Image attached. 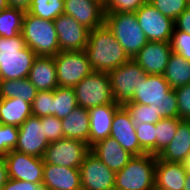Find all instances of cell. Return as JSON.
Listing matches in <instances>:
<instances>
[{
    "instance_id": "1",
    "label": "cell",
    "mask_w": 190,
    "mask_h": 190,
    "mask_svg": "<svg viewBox=\"0 0 190 190\" xmlns=\"http://www.w3.org/2000/svg\"><path fill=\"white\" fill-rule=\"evenodd\" d=\"M85 51L93 71L109 73L130 60L106 24L89 32Z\"/></svg>"
},
{
    "instance_id": "2",
    "label": "cell",
    "mask_w": 190,
    "mask_h": 190,
    "mask_svg": "<svg viewBox=\"0 0 190 190\" xmlns=\"http://www.w3.org/2000/svg\"><path fill=\"white\" fill-rule=\"evenodd\" d=\"M131 102L143 105L154 104L162 118H178L176 93L171 89L163 75H146L135 86Z\"/></svg>"
},
{
    "instance_id": "3",
    "label": "cell",
    "mask_w": 190,
    "mask_h": 190,
    "mask_svg": "<svg viewBox=\"0 0 190 190\" xmlns=\"http://www.w3.org/2000/svg\"><path fill=\"white\" fill-rule=\"evenodd\" d=\"M36 57L35 52L26 46L22 33L12 38L0 36L1 80L27 78Z\"/></svg>"
},
{
    "instance_id": "4",
    "label": "cell",
    "mask_w": 190,
    "mask_h": 190,
    "mask_svg": "<svg viewBox=\"0 0 190 190\" xmlns=\"http://www.w3.org/2000/svg\"><path fill=\"white\" fill-rule=\"evenodd\" d=\"M156 155L133 156L115 173L114 190H152L155 185Z\"/></svg>"
},
{
    "instance_id": "5",
    "label": "cell",
    "mask_w": 190,
    "mask_h": 190,
    "mask_svg": "<svg viewBox=\"0 0 190 190\" xmlns=\"http://www.w3.org/2000/svg\"><path fill=\"white\" fill-rule=\"evenodd\" d=\"M21 33L26 46L32 49L37 56H56L60 52L53 21L25 12Z\"/></svg>"
},
{
    "instance_id": "6",
    "label": "cell",
    "mask_w": 190,
    "mask_h": 190,
    "mask_svg": "<svg viewBox=\"0 0 190 190\" xmlns=\"http://www.w3.org/2000/svg\"><path fill=\"white\" fill-rule=\"evenodd\" d=\"M105 24L130 59H133L148 42L135 12L105 13Z\"/></svg>"
},
{
    "instance_id": "7",
    "label": "cell",
    "mask_w": 190,
    "mask_h": 190,
    "mask_svg": "<svg viewBox=\"0 0 190 190\" xmlns=\"http://www.w3.org/2000/svg\"><path fill=\"white\" fill-rule=\"evenodd\" d=\"M77 105L82 108H92L107 104H117L113 100L109 74L92 71L73 87Z\"/></svg>"
},
{
    "instance_id": "8",
    "label": "cell",
    "mask_w": 190,
    "mask_h": 190,
    "mask_svg": "<svg viewBox=\"0 0 190 190\" xmlns=\"http://www.w3.org/2000/svg\"><path fill=\"white\" fill-rule=\"evenodd\" d=\"M54 59L59 87H74L93 71L85 50L60 51Z\"/></svg>"
},
{
    "instance_id": "9",
    "label": "cell",
    "mask_w": 190,
    "mask_h": 190,
    "mask_svg": "<svg viewBox=\"0 0 190 190\" xmlns=\"http://www.w3.org/2000/svg\"><path fill=\"white\" fill-rule=\"evenodd\" d=\"M113 100L119 104L132 101L135 86L147 75L133 59L111 70L109 73Z\"/></svg>"
},
{
    "instance_id": "10",
    "label": "cell",
    "mask_w": 190,
    "mask_h": 190,
    "mask_svg": "<svg viewBox=\"0 0 190 190\" xmlns=\"http://www.w3.org/2000/svg\"><path fill=\"white\" fill-rule=\"evenodd\" d=\"M90 152L88 144L70 138H61L47 146L43 161L47 164L79 169Z\"/></svg>"
},
{
    "instance_id": "11",
    "label": "cell",
    "mask_w": 190,
    "mask_h": 190,
    "mask_svg": "<svg viewBox=\"0 0 190 190\" xmlns=\"http://www.w3.org/2000/svg\"><path fill=\"white\" fill-rule=\"evenodd\" d=\"M135 15L148 41L171 42L174 21L164 16L149 2L142 5Z\"/></svg>"
},
{
    "instance_id": "12",
    "label": "cell",
    "mask_w": 190,
    "mask_h": 190,
    "mask_svg": "<svg viewBox=\"0 0 190 190\" xmlns=\"http://www.w3.org/2000/svg\"><path fill=\"white\" fill-rule=\"evenodd\" d=\"M9 179L42 184L44 174L43 158L11 150L3 155Z\"/></svg>"
},
{
    "instance_id": "13",
    "label": "cell",
    "mask_w": 190,
    "mask_h": 190,
    "mask_svg": "<svg viewBox=\"0 0 190 190\" xmlns=\"http://www.w3.org/2000/svg\"><path fill=\"white\" fill-rule=\"evenodd\" d=\"M18 129V139L14 150L43 158L49 142L45 137L44 125H42L41 118L31 115Z\"/></svg>"
},
{
    "instance_id": "14",
    "label": "cell",
    "mask_w": 190,
    "mask_h": 190,
    "mask_svg": "<svg viewBox=\"0 0 190 190\" xmlns=\"http://www.w3.org/2000/svg\"><path fill=\"white\" fill-rule=\"evenodd\" d=\"M82 190H114L115 172L89 152L80 168Z\"/></svg>"
},
{
    "instance_id": "15",
    "label": "cell",
    "mask_w": 190,
    "mask_h": 190,
    "mask_svg": "<svg viewBox=\"0 0 190 190\" xmlns=\"http://www.w3.org/2000/svg\"><path fill=\"white\" fill-rule=\"evenodd\" d=\"M60 51L85 50L90 30L73 17L61 14L54 21Z\"/></svg>"
},
{
    "instance_id": "16",
    "label": "cell",
    "mask_w": 190,
    "mask_h": 190,
    "mask_svg": "<svg viewBox=\"0 0 190 190\" xmlns=\"http://www.w3.org/2000/svg\"><path fill=\"white\" fill-rule=\"evenodd\" d=\"M64 14L90 31L105 24L104 4L99 0H64Z\"/></svg>"
},
{
    "instance_id": "17",
    "label": "cell",
    "mask_w": 190,
    "mask_h": 190,
    "mask_svg": "<svg viewBox=\"0 0 190 190\" xmlns=\"http://www.w3.org/2000/svg\"><path fill=\"white\" fill-rule=\"evenodd\" d=\"M110 137L114 138L122 148L133 156L146 154L140 147L131 116L123 105L114 114Z\"/></svg>"
},
{
    "instance_id": "18",
    "label": "cell",
    "mask_w": 190,
    "mask_h": 190,
    "mask_svg": "<svg viewBox=\"0 0 190 190\" xmlns=\"http://www.w3.org/2000/svg\"><path fill=\"white\" fill-rule=\"evenodd\" d=\"M172 52L171 42L148 41L133 60L147 75H163Z\"/></svg>"
},
{
    "instance_id": "19",
    "label": "cell",
    "mask_w": 190,
    "mask_h": 190,
    "mask_svg": "<svg viewBox=\"0 0 190 190\" xmlns=\"http://www.w3.org/2000/svg\"><path fill=\"white\" fill-rule=\"evenodd\" d=\"M42 185L45 190H82L80 170L44 163Z\"/></svg>"
},
{
    "instance_id": "20",
    "label": "cell",
    "mask_w": 190,
    "mask_h": 190,
    "mask_svg": "<svg viewBox=\"0 0 190 190\" xmlns=\"http://www.w3.org/2000/svg\"><path fill=\"white\" fill-rule=\"evenodd\" d=\"M90 152L115 173L123 169L133 157L110 136L91 146Z\"/></svg>"
},
{
    "instance_id": "21",
    "label": "cell",
    "mask_w": 190,
    "mask_h": 190,
    "mask_svg": "<svg viewBox=\"0 0 190 190\" xmlns=\"http://www.w3.org/2000/svg\"><path fill=\"white\" fill-rule=\"evenodd\" d=\"M119 104H107L89 108V147L110 136L112 121Z\"/></svg>"
},
{
    "instance_id": "22",
    "label": "cell",
    "mask_w": 190,
    "mask_h": 190,
    "mask_svg": "<svg viewBox=\"0 0 190 190\" xmlns=\"http://www.w3.org/2000/svg\"><path fill=\"white\" fill-rule=\"evenodd\" d=\"M27 78L38 91H51L59 87L54 56H37Z\"/></svg>"
},
{
    "instance_id": "23",
    "label": "cell",
    "mask_w": 190,
    "mask_h": 190,
    "mask_svg": "<svg viewBox=\"0 0 190 190\" xmlns=\"http://www.w3.org/2000/svg\"><path fill=\"white\" fill-rule=\"evenodd\" d=\"M187 171L183 163L167 162L156 157L155 186L183 190Z\"/></svg>"
},
{
    "instance_id": "24",
    "label": "cell",
    "mask_w": 190,
    "mask_h": 190,
    "mask_svg": "<svg viewBox=\"0 0 190 190\" xmlns=\"http://www.w3.org/2000/svg\"><path fill=\"white\" fill-rule=\"evenodd\" d=\"M190 154V120H182L170 144L157 156L167 162L183 163Z\"/></svg>"
},
{
    "instance_id": "25",
    "label": "cell",
    "mask_w": 190,
    "mask_h": 190,
    "mask_svg": "<svg viewBox=\"0 0 190 190\" xmlns=\"http://www.w3.org/2000/svg\"><path fill=\"white\" fill-rule=\"evenodd\" d=\"M63 136L80 140L89 146L90 120L89 111L77 106L70 114L61 119Z\"/></svg>"
},
{
    "instance_id": "26",
    "label": "cell",
    "mask_w": 190,
    "mask_h": 190,
    "mask_svg": "<svg viewBox=\"0 0 190 190\" xmlns=\"http://www.w3.org/2000/svg\"><path fill=\"white\" fill-rule=\"evenodd\" d=\"M32 115V106L21 98L1 99L0 123L19 127Z\"/></svg>"
},
{
    "instance_id": "27",
    "label": "cell",
    "mask_w": 190,
    "mask_h": 190,
    "mask_svg": "<svg viewBox=\"0 0 190 190\" xmlns=\"http://www.w3.org/2000/svg\"><path fill=\"white\" fill-rule=\"evenodd\" d=\"M171 89L190 83V61L172 52L163 74Z\"/></svg>"
},
{
    "instance_id": "28",
    "label": "cell",
    "mask_w": 190,
    "mask_h": 190,
    "mask_svg": "<svg viewBox=\"0 0 190 190\" xmlns=\"http://www.w3.org/2000/svg\"><path fill=\"white\" fill-rule=\"evenodd\" d=\"M37 92L38 90L28 78L0 81L1 99L21 98L32 105Z\"/></svg>"
},
{
    "instance_id": "29",
    "label": "cell",
    "mask_w": 190,
    "mask_h": 190,
    "mask_svg": "<svg viewBox=\"0 0 190 190\" xmlns=\"http://www.w3.org/2000/svg\"><path fill=\"white\" fill-rule=\"evenodd\" d=\"M25 11L8 7L0 11V36L12 38L22 32Z\"/></svg>"
},
{
    "instance_id": "30",
    "label": "cell",
    "mask_w": 190,
    "mask_h": 190,
    "mask_svg": "<svg viewBox=\"0 0 190 190\" xmlns=\"http://www.w3.org/2000/svg\"><path fill=\"white\" fill-rule=\"evenodd\" d=\"M77 106L73 87H57L53 90V116L63 119Z\"/></svg>"
},
{
    "instance_id": "31",
    "label": "cell",
    "mask_w": 190,
    "mask_h": 190,
    "mask_svg": "<svg viewBox=\"0 0 190 190\" xmlns=\"http://www.w3.org/2000/svg\"><path fill=\"white\" fill-rule=\"evenodd\" d=\"M29 14L49 21H54L64 14V0H32Z\"/></svg>"
},
{
    "instance_id": "32",
    "label": "cell",
    "mask_w": 190,
    "mask_h": 190,
    "mask_svg": "<svg viewBox=\"0 0 190 190\" xmlns=\"http://www.w3.org/2000/svg\"><path fill=\"white\" fill-rule=\"evenodd\" d=\"M123 106L129 112L134 125L143 123L156 124L162 119V117L158 114L159 108L156 107L154 104L143 105L140 103H134L129 101Z\"/></svg>"
},
{
    "instance_id": "33",
    "label": "cell",
    "mask_w": 190,
    "mask_h": 190,
    "mask_svg": "<svg viewBox=\"0 0 190 190\" xmlns=\"http://www.w3.org/2000/svg\"><path fill=\"white\" fill-rule=\"evenodd\" d=\"M180 118H162L155 124L156 127V156H158L173 140Z\"/></svg>"
},
{
    "instance_id": "34",
    "label": "cell",
    "mask_w": 190,
    "mask_h": 190,
    "mask_svg": "<svg viewBox=\"0 0 190 190\" xmlns=\"http://www.w3.org/2000/svg\"><path fill=\"white\" fill-rule=\"evenodd\" d=\"M136 135L140 147L146 152L156 155V127L155 124L143 123L135 125Z\"/></svg>"
},
{
    "instance_id": "35",
    "label": "cell",
    "mask_w": 190,
    "mask_h": 190,
    "mask_svg": "<svg viewBox=\"0 0 190 190\" xmlns=\"http://www.w3.org/2000/svg\"><path fill=\"white\" fill-rule=\"evenodd\" d=\"M149 3L173 21L188 7L187 0H150Z\"/></svg>"
},
{
    "instance_id": "36",
    "label": "cell",
    "mask_w": 190,
    "mask_h": 190,
    "mask_svg": "<svg viewBox=\"0 0 190 190\" xmlns=\"http://www.w3.org/2000/svg\"><path fill=\"white\" fill-rule=\"evenodd\" d=\"M32 115L38 117L53 116V90L38 91L32 103Z\"/></svg>"
},
{
    "instance_id": "37",
    "label": "cell",
    "mask_w": 190,
    "mask_h": 190,
    "mask_svg": "<svg viewBox=\"0 0 190 190\" xmlns=\"http://www.w3.org/2000/svg\"><path fill=\"white\" fill-rule=\"evenodd\" d=\"M18 133L17 126L0 124V155H5L15 149Z\"/></svg>"
},
{
    "instance_id": "38",
    "label": "cell",
    "mask_w": 190,
    "mask_h": 190,
    "mask_svg": "<svg viewBox=\"0 0 190 190\" xmlns=\"http://www.w3.org/2000/svg\"><path fill=\"white\" fill-rule=\"evenodd\" d=\"M146 0H108L104 4L105 13L136 12Z\"/></svg>"
},
{
    "instance_id": "39",
    "label": "cell",
    "mask_w": 190,
    "mask_h": 190,
    "mask_svg": "<svg viewBox=\"0 0 190 190\" xmlns=\"http://www.w3.org/2000/svg\"><path fill=\"white\" fill-rule=\"evenodd\" d=\"M171 47L174 53H177L190 61V34L184 31H179L174 27L171 38Z\"/></svg>"
},
{
    "instance_id": "40",
    "label": "cell",
    "mask_w": 190,
    "mask_h": 190,
    "mask_svg": "<svg viewBox=\"0 0 190 190\" xmlns=\"http://www.w3.org/2000/svg\"><path fill=\"white\" fill-rule=\"evenodd\" d=\"M42 125H44L45 137L49 143L64 138L61 119L56 116L41 117Z\"/></svg>"
},
{
    "instance_id": "41",
    "label": "cell",
    "mask_w": 190,
    "mask_h": 190,
    "mask_svg": "<svg viewBox=\"0 0 190 190\" xmlns=\"http://www.w3.org/2000/svg\"><path fill=\"white\" fill-rule=\"evenodd\" d=\"M178 104V118L190 120V83L174 89Z\"/></svg>"
},
{
    "instance_id": "42",
    "label": "cell",
    "mask_w": 190,
    "mask_h": 190,
    "mask_svg": "<svg viewBox=\"0 0 190 190\" xmlns=\"http://www.w3.org/2000/svg\"><path fill=\"white\" fill-rule=\"evenodd\" d=\"M1 190H45L42 184L22 180L8 179Z\"/></svg>"
},
{
    "instance_id": "43",
    "label": "cell",
    "mask_w": 190,
    "mask_h": 190,
    "mask_svg": "<svg viewBox=\"0 0 190 190\" xmlns=\"http://www.w3.org/2000/svg\"><path fill=\"white\" fill-rule=\"evenodd\" d=\"M175 28L190 34V6L174 21Z\"/></svg>"
},
{
    "instance_id": "44",
    "label": "cell",
    "mask_w": 190,
    "mask_h": 190,
    "mask_svg": "<svg viewBox=\"0 0 190 190\" xmlns=\"http://www.w3.org/2000/svg\"><path fill=\"white\" fill-rule=\"evenodd\" d=\"M7 165L3 155H0V190L8 181Z\"/></svg>"
},
{
    "instance_id": "45",
    "label": "cell",
    "mask_w": 190,
    "mask_h": 190,
    "mask_svg": "<svg viewBox=\"0 0 190 190\" xmlns=\"http://www.w3.org/2000/svg\"><path fill=\"white\" fill-rule=\"evenodd\" d=\"M32 0H7L8 6L21 9L25 12L29 10Z\"/></svg>"
},
{
    "instance_id": "46",
    "label": "cell",
    "mask_w": 190,
    "mask_h": 190,
    "mask_svg": "<svg viewBox=\"0 0 190 190\" xmlns=\"http://www.w3.org/2000/svg\"><path fill=\"white\" fill-rule=\"evenodd\" d=\"M183 190H190V171H187L186 181L184 183Z\"/></svg>"
},
{
    "instance_id": "47",
    "label": "cell",
    "mask_w": 190,
    "mask_h": 190,
    "mask_svg": "<svg viewBox=\"0 0 190 190\" xmlns=\"http://www.w3.org/2000/svg\"><path fill=\"white\" fill-rule=\"evenodd\" d=\"M183 164H184V167L186 168V171H190V154L185 159V161L183 162Z\"/></svg>"
},
{
    "instance_id": "48",
    "label": "cell",
    "mask_w": 190,
    "mask_h": 190,
    "mask_svg": "<svg viewBox=\"0 0 190 190\" xmlns=\"http://www.w3.org/2000/svg\"><path fill=\"white\" fill-rule=\"evenodd\" d=\"M8 3H7V0H0V11L8 8Z\"/></svg>"
},
{
    "instance_id": "49",
    "label": "cell",
    "mask_w": 190,
    "mask_h": 190,
    "mask_svg": "<svg viewBox=\"0 0 190 190\" xmlns=\"http://www.w3.org/2000/svg\"><path fill=\"white\" fill-rule=\"evenodd\" d=\"M152 190H168V189H165V188H162V187H158V186H155L152 188Z\"/></svg>"
},
{
    "instance_id": "50",
    "label": "cell",
    "mask_w": 190,
    "mask_h": 190,
    "mask_svg": "<svg viewBox=\"0 0 190 190\" xmlns=\"http://www.w3.org/2000/svg\"><path fill=\"white\" fill-rule=\"evenodd\" d=\"M101 1L103 4H105L108 0H99Z\"/></svg>"
}]
</instances>
